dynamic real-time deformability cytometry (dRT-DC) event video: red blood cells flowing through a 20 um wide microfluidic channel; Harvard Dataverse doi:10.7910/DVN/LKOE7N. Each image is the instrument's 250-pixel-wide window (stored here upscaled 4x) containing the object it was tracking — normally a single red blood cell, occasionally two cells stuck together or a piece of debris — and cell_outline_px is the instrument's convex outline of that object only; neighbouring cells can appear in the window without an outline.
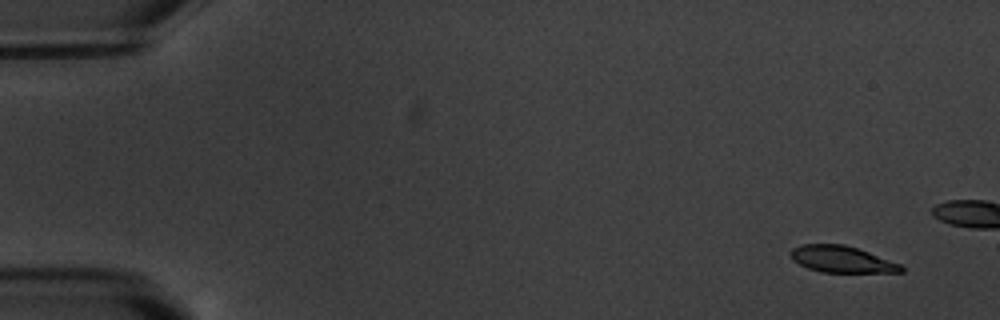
{"species": "common noctule bat (a hibernating species)", "species_latin": "Nyctalus noctula", "temperature_condition": "warm", "stored_images_in_passage": 5, "camera_frame_rate_fps": 3000, "um_per_image_px": 0.085, "animal": {"sex": "male", "body_mass_g": 20.1, "forearm_length_mm": 53.5}, "frame": {"image": 1, "passage_image": 1, "time_ms": 0.0, "image_size_px": [1000, 320], "cell_outline_px": [[904, 272], [824, 272], [808, 268], [792, 260], [788, 252], [792, 248], [804, 244], [844, 244], [868, 252], [900, 264], [904, 268]], "centroid_in_image_um": [71.51, 22.03], "position_along_channel_um": 13.5, "area_um2": 16.94}}